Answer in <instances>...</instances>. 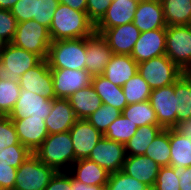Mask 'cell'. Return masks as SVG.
Here are the masks:
<instances>
[{
    "label": "cell",
    "mask_w": 191,
    "mask_h": 190,
    "mask_svg": "<svg viewBox=\"0 0 191 190\" xmlns=\"http://www.w3.org/2000/svg\"><path fill=\"white\" fill-rule=\"evenodd\" d=\"M52 41L90 37L95 33V24L86 12L73 10L60 3L49 28Z\"/></svg>",
    "instance_id": "1"
},
{
    "label": "cell",
    "mask_w": 191,
    "mask_h": 190,
    "mask_svg": "<svg viewBox=\"0 0 191 190\" xmlns=\"http://www.w3.org/2000/svg\"><path fill=\"white\" fill-rule=\"evenodd\" d=\"M38 159L56 172H68L75 162V153L69 131L49 134L33 152Z\"/></svg>",
    "instance_id": "2"
},
{
    "label": "cell",
    "mask_w": 191,
    "mask_h": 190,
    "mask_svg": "<svg viewBox=\"0 0 191 190\" xmlns=\"http://www.w3.org/2000/svg\"><path fill=\"white\" fill-rule=\"evenodd\" d=\"M47 61L50 69L85 70L86 37L52 41Z\"/></svg>",
    "instance_id": "3"
},
{
    "label": "cell",
    "mask_w": 191,
    "mask_h": 190,
    "mask_svg": "<svg viewBox=\"0 0 191 190\" xmlns=\"http://www.w3.org/2000/svg\"><path fill=\"white\" fill-rule=\"evenodd\" d=\"M52 39L49 29L35 20L17 23L12 44L25 49L42 60L47 59Z\"/></svg>",
    "instance_id": "4"
},
{
    "label": "cell",
    "mask_w": 191,
    "mask_h": 190,
    "mask_svg": "<svg viewBox=\"0 0 191 190\" xmlns=\"http://www.w3.org/2000/svg\"><path fill=\"white\" fill-rule=\"evenodd\" d=\"M41 61L38 55L7 43L0 52V81H19L25 72L37 66Z\"/></svg>",
    "instance_id": "5"
},
{
    "label": "cell",
    "mask_w": 191,
    "mask_h": 190,
    "mask_svg": "<svg viewBox=\"0 0 191 190\" xmlns=\"http://www.w3.org/2000/svg\"><path fill=\"white\" fill-rule=\"evenodd\" d=\"M138 73L151 90L174 84L184 74L166 55L138 63Z\"/></svg>",
    "instance_id": "6"
},
{
    "label": "cell",
    "mask_w": 191,
    "mask_h": 190,
    "mask_svg": "<svg viewBox=\"0 0 191 190\" xmlns=\"http://www.w3.org/2000/svg\"><path fill=\"white\" fill-rule=\"evenodd\" d=\"M56 171L32 153L18 167L15 190H45Z\"/></svg>",
    "instance_id": "7"
},
{
    "label": "cell",
    "mask_w": 191,
    "mask_h": 190,
    "mask_svg": "<svg viewBox=\"0 0 191 190\" xmlns=\"http://www.w3.org/2000/svg\"><path fill=\"white\" fill-rule=\"evenodd\" d=\"M165 55L183 72L191 65V28L189 25L166 27Z\"/></svg>",
    "instance_id": "8"
},
{
    "label": "cell",
    "mask_w": 191,
    "mask_h": 190,
    "mask_svg": "<svg viewBox=\"0 0 191 190\" xmlns=\"http://www.w3.org/2000/svg\"><path fill=\"white\" fill-rule=\"evenodd\" d=\"M126 156L124 144L103 136L92 149L88 159L111 174L122 170Z\"/></svg>",
    "instance_id": "9"
},
{
    "label": "cell",
    "mask_w": 191,
    "mask_h": 190,
    "mask_svg": "<svg viewBox=\"0 0 191 190\" xmlns=\"http://www.w3.org/2000/svg\"><path fill=\"white\" fill-rule=\"evenodd\" d=\"M150 105L155 110L158 124L163 129L173 128L176 125V96L174 84L151 90Z\"/></svg>",
    "instance_id": "10"
},
{
    "label": "cell",
    "mask_w": 191,
    "mask_h": 190,
    "mask_svg": "<svg viewBox=\"0 0 191 190\" xmlns=\"http://www.w3.org/2000/svg\"><path fill=\"white\" fill-rule=\"evenodd\" d=\"M21 90L40 94L47 99H55L53 78L47 59H43L37 66L29 69L19 78Z\"/></svg>",
    "instance_id": "11"
},
{
    "label": "cell",
    "mask_w": 191,
    "mask_h": 190,
    "mask_svg": "<svg viewBox=\"0 0 191 190\" xmlns=\"http://www.w3.org/2000/svg\"><path fill=\"white\" fill-rule=\"evenodd\" d=\"M106 40L113 54L131 55L140 30L131 22L109 29H95Z\"/></svg>",
    "instance_id": "12"
},
{
    "label": "cell",
    "mask_w": 191,
    "mask_h": 190,
    "mask_svg": "<svg viewBox=\"0 0 191 190\" xmlns=\"http://www.w3.org/2000/svg\"><path fill=\"white\" fill-rule=\"evenodd\" d=\"M53 100L31 91L21 90L16 105L9 114V117L10 119H23L33 116L45 120L51 112Z\"/></svg>",
    "instance_id": "13"
},
{
    "label": "cell",
    "mask_w": 191,
    "mask_h": 190,
    "mask_svg": "<svg viewBox=\"0 0 191 190\" xmlns=\"http://www.w3.org/2000/svg\"><path fill=\"white\" fill-rule=\"evenodd\" d=\"M69 133L73 143L75 161L88 158L92 149L104 136L87 119H77Z\"/></svg>",
    "instance_id": "14"
},
{
    "label": "cell",
    "mask_w": 191,
    "mask_h": 190,
    "mask_svg": "<svg viewBox=\"0 0 191 190\" xmlns=\"http://www.w3.org/2000/svg\"><path fill=\"white\" fill-rule=\"evenodd\" d=\"M56 98H68L91 84L92 76L86 70L51 69Z\"/></svg>",
    "instance_id": "15"
},
{
    "label": "cell",
    "mask_w": 191,
    "mask_h": 190,
    "mask_svg": "<svg viewBox=\"0 0 191 190\" xmlns=\"http://www.w3.org/2000/svg\"><path fill=\"white\" fill-rule=\"evenodd\" d=\"M166 29L141 32L135 43L131 57L137 63L165 55Z\"/></svg>",
    "instance_id": "16"
},
{
    "label": "cell",
    "mask_w": 191,
    "mask_h": 190,
    "mask_svg": "<svg viewBox=\"0 0 191 190\" xmlns=\"http://www.w3.org/2000/svg\"><path fill=\"white\" fill-rule=\"evenodd\" d=\"M113 51L101 34L86 37L85 70L93 77L103 75L105 66L111 60Z\"/></svg>",
    "instance_id": "17"
},
{
    "label": "cell",
    "mask_w": 191,
    "mask_h": 190,
    "mask_svg": "<svg viewBox=\"0 0 191 190\" xmlns=\"http://www.w3.org/2000/svg\"><path fill=\"white\" fill-rule=\"evenodd\" d=\"M21 144L32 153L44 142L49 135L45 120L29 116L23 119H11Z\"/></svg>",
    "instance_id": "18"
},
{
    "label": "cell",
    "mask_w": 191,
    "mask_h": 190,
    "mask_svg": "<svg viewBox=\"0 0 191 190\" xmlns=\"http://www.w3.org/2000/svg\"><path fill=\"white\" fill-rule=\"evenodd\" d=\"M132 23L140 32L166 29V21L160 0H140Z\"/></svg>",
    "instance_id": "19"
},
{
    "label": "cell",
    "mask_w": 191,
    "mask_h": 190,
    "mask_svg": "<svg viewBox=\"0 0 191 190\" xmlns=\"http://www.w3.org/2000/svg\"><path fill=\"white\" fill-rule=\"evenodd\" d=\"M160 167L152 158L145 155H127L122 171L127 175L154 187Z\"/></svg>",
    "instance_id": "20"
},
{
    "label": "cell",
    "mask_w": 191,
    "mask_h": 190,
    "mask_svg": "<svg viewBox=\"0 0 191 190\" xmlns=\"http://www.w3.org/2000/svg\"><path fill=\"white\" fill-rule=\"evenodd\" d=\"M140 0H112L95 29H109L131 23Z\"/></svg>",
    "instance_id": "21"
},
{
    "label": "cell",
    "mask_w": 191,
    "mask_h": 190,
    "mask_svg": "<svg viewBox=\"0 0 191 190\" xmlns=\"http://www.w3.org/2000/svg\"><path fill=\"white\" fill-rule=\"evenodd\" d=\"M77 120L68 98H55L51 112L45 118L49 134L69 131Z\"/></svg>",
    "instance_id": "22"
},
{
    "label": "cell",
    "mask_w": 191,
    "mask_h": 190,
    "mask_svg": "<svg viewBox=\"0 0 191 190\" xmlns=\"http://www.w3.org/2000/svg\"><path fill=\"white\" fill-rule=\"evenodd\" d=\"M138 73V63L131 55L113 54L105 66L103 76L115 85L122 87L135 74Z\"/></svg>",
    "instance_id": "23"
},
{
    "label": "cell",
    "mask_w": 191,
    "mask_h": 190,
    "mask_svg": "<svg viewBox=\"0 0 191 190\" xmlns=\"http://www.w3.org/2000/svg\"><path fill=\"white\" fill-rule=\"evenodd\" d=\"M68 173L75 180L93 186L106 185L110 175L104 168L88 158L76 160Z\"/></svg>",
    "instance_id": "24"
},
{
    "label": "cell",
    "mask_w": 191,
    "mask_h": 190,
    "mask_svg": "<svg viewBox=\"0 0 191 190\" xmlns=\"http://www.w3.org/2000/svg\"><path fill=\"white\" fill-rule=\"evenodd\" d=\"M68 100L77 119H86L102 105L101 98L91 84L73 93Z\"/></svg>",
    "instance_id": "25"
},
{
    "label": "cell",
    "mask_w": 191,
    "mask_h": 190,
    "mask_svg": "<svg viewBox=\"0 0 191 190\" xmlns=\"http://www.w3.org/2000/svg\"><path fill=\"white\" fill-rule=\"evenodd\" d=\"M91 85L101 98L103 104H109L121 112L127 106V100L122 87L113 84L103 75L93 76Z\"/></svg>",
    "instance_id": "26"
},
{
    "label": "cell",
    "mask_w": 191,
    "mask_h": 190,
    "mask_svg": "<svg viewBox=\"0 0 191 190\" xmlns=\"http://www.w3.org/2000/svg\"><path fill=\"white\" fill-rule=\"evenodd\" d=\"M167 26L189 25L191 0H160Z\"/></svg>",
    "instance_id": "27"
},
{
    "label": "cell",
    "mask_w": 191,
    "mask_h": 190,
    "mask_svg": "<svg viewBox=\"0 0 191 190\" xmlns=\"http://www.w3.org/2000/svg\"><path fill=\"white\" fill-rule=\"evenodd\" d=\"M171 167L191 166V140L170 128Z\"/></svg>",
    "instance_id": "28"
},
{
    "label": "cell",
    "mask_w": 191,
    "mask_h": 190,
    "mask_svg": "<svg viewBox=\"0 0 191 190\" xmlns=\"http://www.w3.org/2000/svg\"><path fill=\"white\" fill-rule=\"evenodd\" d=\"M162 129L160 125L138 127L136 133L124 144L126 155H144L148 145Z\"/></svg>",
    "instance_id": "29"
},
{
    "label": "cell",
    "mask_w": 191,
    "mask_h": 190,
    "mask_svg": "<svg viewBox=\"0 0 191 190\" xmlns=\"http://www.w3.org/2000/svg\"><path fill=\"white\" fill-rule=\"evenodd\" d=\"M176 96V124L191 117V79L183 74L174 83Z\"/></svg>",
    "instance_id": "30"
},
{
    "label": "cell",
    "mask_w": 191,
    "mask_h": 190,
    "mask_svg": "<svg viewBox=\"0 0 191 190\" xmlns=\"http://www.w3.org/2000/svg\"><path fill=\"white\" fill-rule=\"evenodd\" d=\"M145 156L152 158L159 166H169L170 163V128L162 129L148 145Z\"/></svg>",
    "instance_id": "31"
},
{
    "label": "cell",
    "mask_w": 191,
    "mask_h": 190,
    "mask_svg": "<svg viewBox=\"0 0 191 190\" xmlns=\"http://www.w3.org/2000/svg\"><path fill=\"white\" fill-rule=\"evenodd\" d=\"M133 124L138 127L146 125H159L155 110L150 105L149 101L138 102L127 105L121 112Z\"/></svg>",
    "instance_id": "32"
},
{
    "label": "cell",
    "mask_w": 191,
    "mask_h": 190,
    "mask_svg": "<svg viewBox=\"0 0 191 190\" xmlns=\"http://www.w3.org/2000/svg\"><path fill=\"white\" fill-rule=\"evenodd\" d=\"M137 128V124H133L121 113V115L108 126L103 135L109 140L125 144L136 133Z\"/></svg>",
    "instance_id": "33"
},
{
    "label": "cell",
    "mask_w": 191,
    "mask_h": 190,
    "mask_svg": "<svg viewBox=\"0 0 191 190\" xmlns=\"http://www.w3.org/2000/svg\"><path fill=\"white\" fill-rule=\"evenodd\" d=\"M127 105L148 101L151 88L139 73L135 74L122 86Z\"/></svg>",
    "instance_id": "34"
},
{
    "label": "cell",
    "mask_w": 191,
    "mask_h": 190,
    "mask_svg": "<svg viewBox=\"0 0 191 190\" xmlns=\"http://www.w3.org/2000/svg\"><path fill=\"white\" fill-rule=\"evenodd\" d=\"M21 88L18 81H0V115L9 116L19 98Z\"/></svg>",
    "instance_id": "35"
},
{
    "label": "cell",
    "mask_w": 191,
    "mask_h": 190,
    "mask_svg": "<svg viewBox=\"0 0 191 190\" xmlns=\"http://www.w3.org/2000/svg\"><path fill=\"white\" fill-rule=\"evenodd\" d=\"M121 115V111L109 104H103L86 119L102 134L108 126Z\"/></svg>",
    "instance_id": "36"
},
{
    "label": "cell",
    "mask_w": 191,
    "mask_h": 190,
    "mask_svg": "<svg viewBox=\"0 0 191 190\" xmlns=\"http://www.w3.org/2000/svg\"><path fill=\"white\" fill-rule=\"evenodd\" d=\"M107 190H151V188L127 175L122 170L111 173L106 184Z\"/></svg>",
    "instance_id": "37"
},
{
    "label": "cell",
    "mask_w": 191,
    "mask_h": 190,
    "mask_svg": "<svg viewBox=\"0 0 191 190\" xmlns=\"http://www.w3.org/2000/svg\"><path fill=\"white\" fill-rule=\"evenodd\" d=\"M32 152L23 144H15L0 150V163L17 168Z\"/></svg>",
    "instance_id": "38"
},
{
    "label": "cell",
    "mask_w": 191,
    "mask_h": 190,
    "mask_svg": "<svg viewBox=\"0 0 191 190\" xmlns=\"http://www.w3.org/2000/svg\"><path fill=\"white\" fill-rule=\"evenodd\" d=\"M59 4V0H36L33 20L49 29Z\"/></svg>",
    "instance_id": "39"
},
{
    "label": "cell",
    "mask_w": 191,
    "mask_h": 190,
    "mask_svg": "<svg viewBox=\"0 0 191 190\" xmlns=\"http://www.w3.org/2000/svg\"><path fill=\"white\" fill-rule=\"evenodd\" d=\"M179 181L173 167H160L155 185L151 190H180Z\"/></svg>",
    "instance_id": "40"
},
{
    "label": "cell",
    "mask_w": 191,
    "mask_h": 190,
    "mask_svg": "<svg viewBox=\"0 0 191 190\" xmlns=\"http://www.w3.org/2000/svg\"><path fill=\"white\" fill-rule=\"evenodd\" d=\"M15 144L21 143L13 121L9 116L0 115V150Z\"/></svg>",
    "instance_id": "41"
},
{
    "label": "cell",
    "mask_w": 191,
    "mask_h": 190,
    "mask_svg": "<svg viewBox=\"0 0 191 190\" xmlns=\"http://www.w3.org/2000/svg\"><path fill=\"white\" fill-rule=\"evenodd\" d=\"M17 20L10 10L0 9V37L11 43L17 29Z\"/></svg>",
    "instance_id": "42"
},
{
    "label": "cell",
    "mask_w": 191,
    "mask_h": 190,
    "mask_svg": "<svg viewBox=\"0 0 191 190\" xmlns=\"http://www.w3.org/2000/svg\"><path fill=\"white\" fill-rule=\"evenodd\" d=\"M36 0H19L10 10L17 22L33 20L35 16Z\"/></svg>",
    "instance_id": "43"
},
{
    "label": "cell",
    "mask_w": 191,
    "mask_h": 190,
    "mask_svg": "<svg viewBox=\"0 0 191 190\" xmlns=\"http://www.w3.org/2000/svg\"><path fill=\"white\" fill-rule=\"evenodd\" d=\"M111 2L112 0H87L86 13L95 25L105 15Z\"/></svg>",
    "instance_id": "44"
},
{
    "label": "cell",
    "mask_w": 191,
    "mask_h": 190,
    "mask_svg": "<svg viewBox=\"0 0 191 190\" xmlns=\"http://www.w3.org/2000/svg\"><path fill=\"white\" fill-rule=\"evenodd\" d=\"M17 168L10 164L0 163V190H11L15 187Z\"/></svg>",
    "instance_id": "45"
},
{
    "label": "cell",
    "mask_w": 191,
    "mask_h": 190,
    "mask_svg": "<svg viewBox=\"0 0 191 190\" xmlns=\"http://www.w3.org/2000/svg\"><path fill=\"white\" fill-rule=\"evenodd\" d=\"M45 190H73L71 175L68 172H56Z\"/></svg>",
    "instance_id": "46"
},
{
    "label": "cell",
    "mask_w": 191,
    "mask_h": 190,
    "mask_svg": "<svg viewBox=\"0 0 191 190\" xmlns=\"http://www.w3.org/2000/svg\"><path fill=\"white\" fill-rule=\"evenodd\" d=\"M174 173L179 177L180 190H191V166L189 167H173Z\"/></svg>",
    "instance_id": "47"
},
{
    "label": "cell",
    "mask_w": 191,
    "mask_h": 190,
    "mask_svg": "<svg viewBox=\"0 0 191 190\" xmlns=\"http://www.w3.org/2000/svg\"><path fill=\"white\" fill-rule=\"evenodd\" d=\"M173 129L183 135L184 137L191 140V117L186 120L178 122Z\"/></svg>",
    "instance_id": "48"
},
{
    "label": "cell",
    "mask_w": 191,
    "mask_h": 190,
    "mask_svg": "<svg viewBox=\"0 0 191 190\" xmlns=\"http://www.w3.org/2000/svg\"><path fill=\"white\" fill-rule=\"evenodd\" d=\"M71 188H73V190H107L106 185H97V186L86 185L82 182L75 180L72 176H71Z\"/></svg>",
    "instance_id": "49"
},
{
    "label": "cell",
    "mask_w": 191,
    "mask_h": 190,
    "mask_svg": "<svg viewBox=\"0 0 191 190\" xmlns=\"http://www.w3.org/2000/svg\"><path fill=\"white\" fill-rule=\"evenodd\" d=\"M59 2L69 6L73 10L86 12L87 0H59Z\"/></svg>",
    "instance_id": "50"
},
{
    "label": "cell",
    "mask_w": 191,
    "mask_h": 190,
    "mask_svg": "<svg viewBox=\"0 0 191 190\" xmlns=\"http://www.w3.org/2000/svg\"><path fill=\"white\" fill-rule=\"evenodd\" d=\"M19 0H0V9L11 10Z\"/></svg>",
    "instance_id": "51"
},
{
    "label": "cell",
    "mask_w": 191,
    "mask_h": 190,
    "mask_svg": "<svg viewBox=\"0 0 191 190\" xmlns=\"http://www.w3.org/2000/svg\"><path fill=\"white\" fill-rule=\"evenodd\" d=\"M7 42L0 37V52L5 48Z\"/></svg>",
    "instance_id": "52"
},
{
    "label": "cell",
    "mask_w": 191,
    "mask_h": 190,
    "mask_svg": "<svg viewBox=\"0 0 191 190\" xmlns=\"http://www.w3.org/2000/svg\"><path fill=\"white\" fill-rule=\"evenodd\" d=\"M184 74L191 79V65L185 70Z\"/></svg>",
    "instance_id": "53"
}]
</instances>
